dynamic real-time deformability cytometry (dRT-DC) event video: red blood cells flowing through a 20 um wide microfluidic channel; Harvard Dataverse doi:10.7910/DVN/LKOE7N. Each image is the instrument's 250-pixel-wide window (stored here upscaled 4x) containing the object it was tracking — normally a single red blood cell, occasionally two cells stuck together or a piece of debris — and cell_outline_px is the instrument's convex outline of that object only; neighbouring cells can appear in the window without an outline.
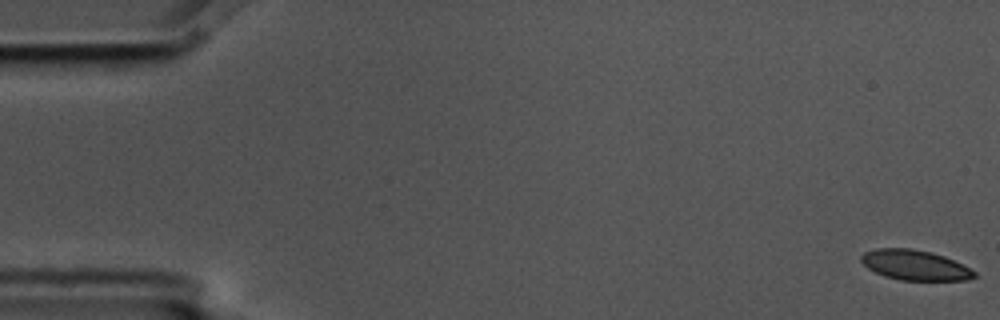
{"species": "common noctule bat (a hibernating species)", "species_latin": "Nyctalus noctula", "temperature_condition": "cold", "stored_images_in_passage": 6, "camera_frame_rate_fps": 3000, "um_per_image_px": 0.085, "animal": {"sex": "male", "body_mass_g": 17.5, "forearm_length_mm": 52.3}, "frame": {"image": 1, "passage_image": 1, "time_ms": 0.0, "image_size_px": [1000, 320], "cell_outline_px": [[976, 276], [968, 280], [900, 280], [884, 276], [868, 268], [860, 260], [860, 256], [864, 252], [876, 248], [912, 248], [932, 252], [944, 256], [976, 272]], "centroid_in_image_um": [77.73, 22.52], "position_along_channel_um": 7.3, "area_um2": 19.77}}
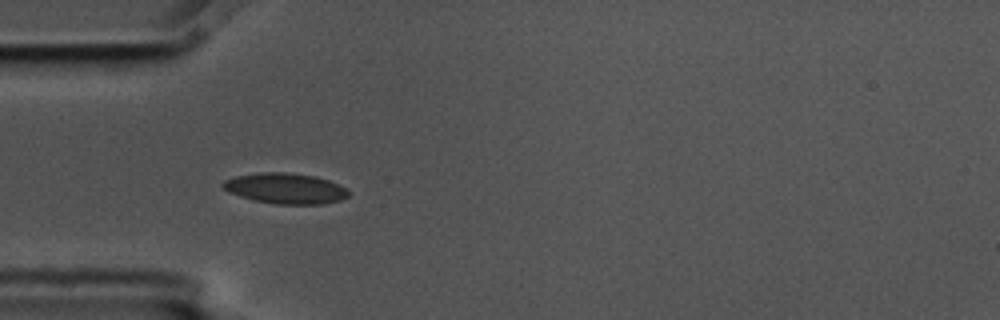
{"frame": {"image": 2, "passage_image": 5, "time_ms": 1.333, "image_size_px": [1000, 320], "cell_outline_px": [[348, 196], [340, 200], [324, 204], [276, 204], [256, 200], [240, 196], [228, 192], [220, 184], [224, 180], [236, 176], [260, 172], [284, 172], [312, 176], [328, 180], [348, 188]], "centroid_in_image_um": [24.26, 16.01], "position_along_channel_um": 60.7, "area_um2": 22.25}}